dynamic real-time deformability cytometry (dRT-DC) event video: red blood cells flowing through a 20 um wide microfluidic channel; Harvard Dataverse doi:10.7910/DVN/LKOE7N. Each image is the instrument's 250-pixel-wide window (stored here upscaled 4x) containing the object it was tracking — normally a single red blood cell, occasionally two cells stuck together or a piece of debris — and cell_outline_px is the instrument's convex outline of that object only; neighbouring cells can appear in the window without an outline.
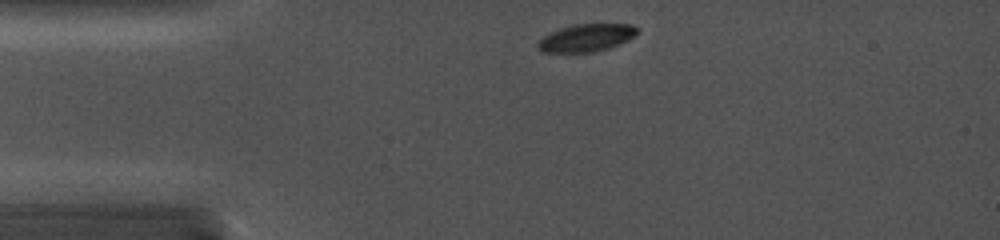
{"species": "common noctule bat (a hibernating species)", "species_latin": "Nyctalus noctula", "temperature_condition": "cold", "stored_images_in_passage": 24, "camera_frame_rate_fps": 5000, "um_per_image_px": 0.085, "animal": {"sex": "female", "body_mass_g": 19.0, "forearm_length_mm": 56.7}, "frame": {"image": 1, "passage_image": 1, "time_ms": 0.0, "image_size_px": [1000, 240], "cell_outline_px": [[640, 32], [628, 40], [608, 48], [592, 52], [540, 52], [536, 48], [536, 44], [544, 36], [560, 28], [572, 24], [632, 24], [640, 28]], "centroid_in_image_um": [49.85, 3.2], "position_along_channel_um": 35.1, "area_um2": 16.07}}
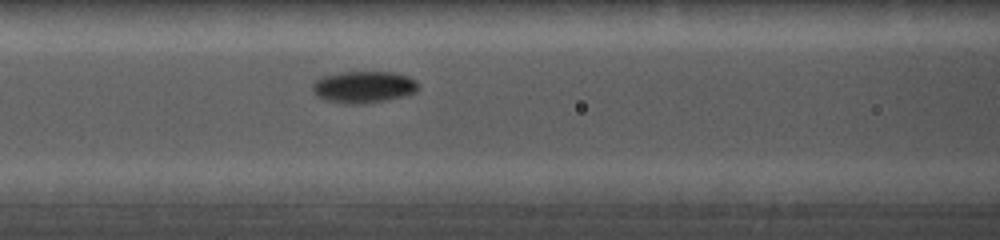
{"frame": {"image": 2, "passage_image": 14, "time_ms": 3.4, "image_size_px": [1000, 240], "cell_outline_px": [[420, 88], [416, 92], [404, 96], [388, 100], [360, 104], [344, 104], [324, 100], [316, 96], [312, 92], [312, 84], [320, 76], [340, 72], [392, 72], [408, 76], [416, 80], [420, 84]], "centroid_in_image_um": [30.9, 7.4], "position_along_channel_um": 135.7, "area_um2": 20.06}}
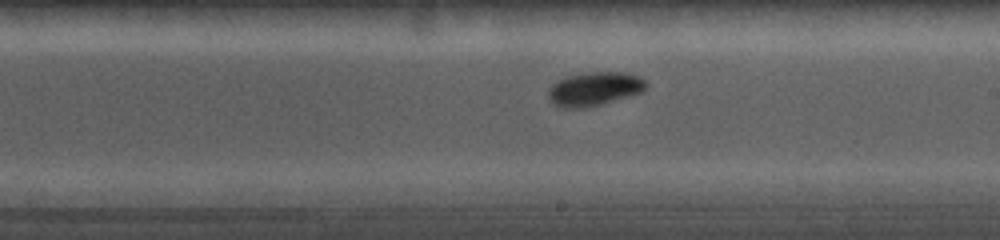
{"frame": {"image": 3, "passage_image": 24, "time_ms": 6.0, "image_size_px": [1000, 240], "cell_outline_px": [[648, 84], [640, 92], [600, 104], [584, 108], [560, 108], [552, 104], [548, 100], [548, 88], [556, 80], [564, 76], [584, 72], [628, 72], [644, 80]], "centroid_in_image_um": [50.42, 7.54], "position_along_channel_um": 238.6, "area_um2": 19.36}}